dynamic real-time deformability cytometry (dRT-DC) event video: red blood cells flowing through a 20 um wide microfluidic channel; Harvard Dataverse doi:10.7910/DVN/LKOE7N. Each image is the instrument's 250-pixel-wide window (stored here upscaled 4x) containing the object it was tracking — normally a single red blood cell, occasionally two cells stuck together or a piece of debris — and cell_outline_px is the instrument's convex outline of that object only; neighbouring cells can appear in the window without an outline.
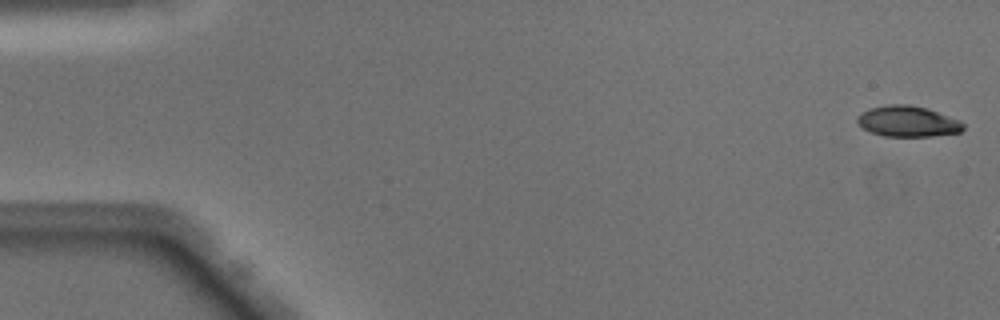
{"species": "Egyptian fruit bat (a non-hibernating species)", "species_latin": "Rousettus aegyptiacus", "temperature_condition": "warm", "stored_images_in_passage": 7, "camera_frame_rate_fps": 3000, "um_per_image_px": 0.085, "animal": {"sex": "male"}, "frame": {"image": 1, "passage_image": 1, "time_ms": 0.0, "image_size_px": [1000, 320], "cell_outline_px": [[964, 128], [960, 132], [932, 136], [884, 136], [872, 132], [864, 128], [856, 120], [856, 116], [860, 112], [868, 108], [884, 104], [908, 104], [928, 108], [960, 120], [964, 124]], "centroid_in_image_um": [77.14, 10.29], "position_along_channel_um": 7.9, "area_um2": 19.19}}